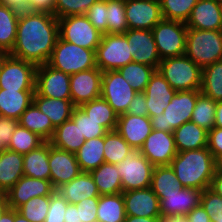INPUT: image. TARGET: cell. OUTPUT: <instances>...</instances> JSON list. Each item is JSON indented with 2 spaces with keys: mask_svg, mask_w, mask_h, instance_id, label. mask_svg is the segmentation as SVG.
<instances>
[{
  "mask_svg": "<svg viewBox=\"0 0 222 222\" xmlns=\"http://www.w3.org/2000/svg\"><path fill=\"white\" fill-rule=\"evenodd\" d=\"M45 141L37 134L18 125L11 136V141L7 147L8 150L19 154H27L28 152L37 149Z\"/></svg>",
  "mask_w": 222,
  "mask_h": 222,
  "instance_id": "43",
  "label": "cell"
},
{
  "mask_svg": "<svg viewBox=\"0 0 222 222\" xmlns=\"http://www.w3.org/2000/svg\"><path fill=\"white\" fill-rule=\"evenodd\" d=\"M35 93L55 99H71L70 75L53 69L47 63L37 66Z\"/></svg>",
  "mask_w": 222,
  "mask_h": 222,
  "instance_id": "13",
  "label": "cell"
},
{
  "mask_svg": "<svg viewBox=\"0 0 222 222\" xmlns=\"http://www.w3.org/2000/svg\"><path fill=\"white\" fill-rule=\"evenodd\" d=\"M216 105V101L201 93L197 97L196 105L192 112L191 121L197 124L199 127L210 131L214 127L215 123Z\"/></svg>",
  "mask_w": 222,
  "mask_h": 222,
  "instance_id": "42",
  "label": "cell"
},
{
  "mask_svg": "<svg viewBox=\"0 0 222 222\" xmlns=\"http://www.w3.org/2000/svg\"><path fill=\"white\" fill-rule=\"evenodd\" d=\"M98 0H55V16L57 18L84 15L92 4Z\"/></svg>",
  "mask_w": 222,
  "mask_h": 222,
  "instance_id": "48",
  "label": "cell"
},
{
  "mask_svg": "<svg viewBox=\"0 0 222 222\" xmlns=\"http://www.w3.org/2000/svg\"><path fill=\"white\" fill-rule=\"evenodd\" d=\"M14 222H30L25 219L17 210H15V220Z\"/></svg>",
  "mask_w": 222,
  "mask_h": 222,
  "instance_id": "68",
  "label": "cell"
},
{
  "mask_svg": "<svg viewBox=\"0 0 222 222\" xmlns=\"http://www.w3.org/2000/svg\"><path fill=\"white\" fill-rule=\"evenodd\" d=\"M135 150L116 131H108L104 135V160L114 165L122 162Z\"/></svg>",
  "mask_w": 222,
  "mask_h": 222,
  "instance_id": "38",
  "label": "cell"
},
{
  "mask_svg": "<svg viewBox=\"0 0 222 222\" xmlns=\"http://www.w3.org/2000/svg\"><path fill=\"white\" fill-rule=\"evenodd\" d=\"M157 70L176 92L201 88L202 69L185 54L162 59Z\"/></svg>",
  "mask_w": 222,
  "mask_h": 222,
  "instance_id": "4",
  "label": "cell"
},
{
  "mask_svg": "<svg viewBox=\"0 0 222 222\" xmlns=\"http://www.w3.org/2000/svg\"><path fill=\"white\" fill-rule=\"evenodd\" d=\"M200 90L177 91L163 113L150 117L154 130L173 133L182 124L191 121Z\"/></svg>",
  "mask_w": 222,
  "mask_h": 222,
  "instance_id": "5",
  "label": "cell"
},
{
  "mask_svg": "<svg viewBox=\"0 0 222 222\" xmlns=\"http://www.w3.org/2000/svg\"><path fill=\"white\" fill-rule=\"evenodd\" d=\"M0 4L6 5L18 12L27 11V0H0Z\"/></svg>",
  "mask_w": 222,
  "mask_h": 222,
  "instance_id": "58",
  "label": "cell"
},
{
  "mask_svg": "<svg viewBox=\"0 0 222 222\" xmlns=\"http://www.w3.org/2000/svg\"><path fill=\"white\" fill-rule=\"evenodd\" d=\"M95 51L82 48L58 37L47 64L53 69L72 75L97 67Z\"/></svg>",
  "mask_w": 222,
  "mask_h": 222,
  "instance_id": "6",
  "label": "cell"
},
{
  "mask_svg": "<svg viewBox=\"0 0 222 222\" xmlns=\"http://www.w3.org/2000/svg\"><path fill=\"white\" fill-rule=\"evenodd\" d=\"M130 52L131 48L124 34H102L95 51L96 66L102 72L118 70L133 62Z\"/></svg>",
  "mask_w": 222,
  "mask_h": 222,
  "instance_id": "7",
  "label": "cell"
},
{
  "mask_svg": "<svg viewBox=\"0 0 222 222\" xmlns=\"http://www.w3.org/2000/svg\"><path fill=\"white\" fill-rule=\"evenodd\" d=\"M139 152L155 166H170L177 155L174 134L152 129Z\"/></svg>",
  "mask_w": 222,
  "mask_h": 222,
  "instance_id": "14",
  "label": "cell"
},
{
  "mask_svg": "<svg viewBox=\"0 0 222 222\" xmlns=\"http://www.w3.org/2000/svg\"><path fill=\"white\" fill-rule=\"evenodd\" d=\"M35 90H7L0 88V116L19 120L33 103Z\"/></svg>",
  "mask_w": 222,
  "mask_h": 222,
  "instance_id": "26",
  "label": "cell"
},
{
  "mask_svg": "<svg viewBox=\"0 0 222 222\" xmlns=\"http://www.w3.org/2000/svg\"><path fill=\"white\" fill-rule=\"evenodd\" d=\"M71 119L78 125L81 136L85 141L93 138L103 137L108 130L89 117L80 107H75Z\"/></svg>",
  "mask_w": 222,
  "mask_h": 222,
  "instance_id": "46",
  "label": "cell"
},
{
  "mask_svg": "<svg viewBox=\"0 0 222 222\" xmlns=\"http://www.w3.org/2000/svg\"><path fill=\"white\" fill-rule=\"evenodd\" d=\"M59 37L58 18L45 12H20L10 55L36 66L48 63Z\"/></svg>",
  "mask_w": 222,
  "mask_h": 222,
  "instance_id": "1",
  "label": "cell"
},
{
  "mask_svg": "<svg viewBox=\"0 0 222 222\" xmlns=\"http://www.w3.org/2000/svg\"><path fill=\"white\" fill-rule=\"evenodd\" d=\"M37 66L8 55L0 71V88L7 90H35Z\"/></svg>",
  "mask_w": 222,
  "mask_h": 222,
  "instance_id": "11",
  "label": "cell"
},
{
  "mask_svg": "<svg viewBox=\"0 0 222 222\" xmlns=\"http://www.w3.org/2000/svg\"><path fill=\"white\" fill-rule=\"evenodd\" d=\"M9 208L4 195H0V218L3 213Z\"/></svg>",
  "mask_w": 222,
  "mask_h": 222,
  "instance_id": "65",
  "label": "cell"
},
{
  "mask_svg": "<svg viewBox=\"0 0 222 222\" xmlns=\"http://www.w3.org/2000/svg\"><path fill=\"white\" fill-rule=\"evenodd\" d=\"M185 55L201 69L222 60V30L188 28Z\"/></svg>",
  "mask_w": 222,
  "mask_h": 222,
  "instance_id": "3",
  "label": "cell"
},
{
  "mask_svg": "<svg viewBox=\"0 0 222 222\" xmlns=\"http://www.w3.org/2000/svg\"><path fill=\"white\" fill-rule=\"evenodd\" d=\"M15 209L8 208L0 218V222H14Z\"/></svg>",
  "mask_w": 222,
  "mask_h": 222,
  "instance_id": "64",
  "label": "cell"
},
{
  "mask_svg": "<svg viewBox=\"0 0 222 222\" xmlns=\"http://www.w3.org/2000/svg\"><path fill=\"white\" fill-rule=\"evenodd\" d=\"M69 203L57 191L51 195L49 211L44 222H64Z\"/></svg>",
  "mask_w": 222,
  "mask_h": 222,
  "instance_id": "51",
  "label": "cell"
},
{
  "mask_svg": "<svg viewBox=\"0 0 222 222\" xmlns=\"http://www.w3.org/2000/svg\"><path fill=\"white\" fill-rule=\"evenodd\" d=\"M20 12L0 4V49L10 53L16 40Z\"/></svg>",
  "mask_w": 222,
  "mask_h": 222,
  "instance_id": "37",
  "label": "cell"
},
{
  "mask_svg": "<svg viewBox=\"0 0 222 222\" xmlns=\"http://www.w3.org/2000/svg\"><path fill=\"white\" fill-rule=\"evenodd\" d=\"M201 207L211 218L212 222H222V197L206 188L202 192Z\"/></svg>",
  "mask_w": 222,
  "mask_h": 222,
  "instance_id": "49",
  "label": "cell"
},
{
  "mask_svg": "<svg viewBox=\"0 0 222 222\" xmlns=\"http://www.w3.org/2000/svg\"><path fill=\"white\" fill-rule=\"evenodd\" d=\"M59 37L85 49L96 50L102 33L98 31L84 15H72L58 18Z\"/></svg>",
  "mask_w": 222,
  "mask_h": 222,
  "instance_id": "9",
  "label": "cell"
},
{
  "mask_svg": "<svg viewBox=\"0 0 222 222\" xmlns=\"http://www.w3.org/2000/svg\"><path fill=\"white\" fill-rule=\"evenodd\" d=\"M214 127L222 128V101H218L216 105Z\"/></svg>",
  "mask_w": 222,
  "mask_h": 222,
  "instance_id": "62",
  "label": "cell"
},
{
  "mask_svg": "<svg viewBox=\"0 0 222 222\" xmlns=\"http://www.w3.org/2000/svg\"><path fill=\"white\" fill-rule=\"evenodd\" d=\"M215 164H216V171L215 172L222 173V155L218 156L215 159Z\"/></svg>",
  "mask_w": 222,
  "mask_h": 222,
  "instance_id": "66",
  "label": "cell"
},
{
  "mask_svg": "<svg viewBox=\"0 0 222 222\" xmlns=\"http://www.w3.org/2000/svg\"><path fill=\"white\" fill-rule=\"evenodd\" d=\"M18 125L19 122L17 119L0 116V140H2L6 147H8L11 141V136Z\"/></svg>",
  "mask_w": 222,
  "mask_h": 222,
  "instance_id": "54",
  "label": "cell"
},
{
  "mask_svg": "<svg viewBox=\"0 0 222 222\" xmlns=\"http://www.w3.org/2000/svg\"><path fill=\"white\" fill-rule=\"evenodd\" d=\"M56 191L70 204H78L86 198L100 197L93 177L88 172H81L72 181L63 184Z\"/></svg>",
  "mask_w": 222,
  "mask_h": 222,
  "instance_id": "25",
  "label": "cell"
},
{
  "mask_svg": "<svg viewBox=\"0 0 222 222\" xmlns=\"http://www.w3.org/2000/svg\"><path fill=\"white\" fill-rule=\"evenodd\" d=\"M124 222H160V218L126 216Z\"/></svg>",
  "mask_w": 222,
  "mask_h": 222,
  "instance_id": "63",
  "label": "cell"
},
{
  "mask_svg": "<svg viewBox=\"0 0 222 222\" xmlns=\"http://www.w3.org/2000/svg\"><path fill=\"white\" fill-rule=\"evenodd\" d=\"M107 0H98L85 14L92 25L102 34H107Z\"/></svg>",
  "mask_w": 222,
  "mask_h": 222,
  "instance_id": "50",
  "label": "cell"
},
{
  "mask_svg": "<svg viewBox=\"0 0 222 222\" xmlns=\"http://www.w3.org/2000/svg\"><path fill=\"white\" fill-rule=\"evenodd\" d=\"M64 222H79V216H78L76 204L69 203L66 209Z\"/></svg>",
  "mask_w": 222,
  "mask_h": 222,
  "instance_id": "60",
  "label": "cell"
},
{
  "mask_svg": "<svg viewBox=\"0 0 222 222\" xmlns=\"http://www.w3.org/2000/svg\"><path fill=\"white\" fill-rule=\"evenodd\" d=\"M18 122L20 126L37 134L45 142L51 140L55 131L50 118L42 113L34 103L22 113Z\"/></svg>",
  "mask_w": 222,
  "mask_h": 222,
  "instance_id": "30",
  "label": "cell"
},
{
  "mask_svg": "<svg viewBox=\"0 0 222 222\" xmlns=\"http://www.w3.org/2000/svg\"><path fill=\"white\" fill-rule=\"evenodd\" d=\"M85 141L81 136L78 125L69 119L55 128L54 134L49 141L51 145L60 150L76 153Z\"/></svg>",
  "mask_w": 222,
  "mask_h": 222,
  "instance_id": "32",
  "label": "cell"
},
{
  "mask_svg": "<svg viewBox=\"0 0 222 222\" xmlns=\"http://www.w3.org/2000/svg\"><path fill=\"white\" fill-rule=\"evenodd\" d=\"M160 222H189L185 215H161Z\"/></svg>",
  "mask_w": 222,
  "mask_h": 222,
  "instance_id": "61",
  "label": "cell"
},
{
  "mask_svg": "<svg viewBox=\"0 0 222 222\" xmlns=\"http://www.w3.org/2000/svg\"><path fill=\"white\" fill-rule=\"evenodd\" d=\"M126 216L123 193L100 195L97 222H124Z\"/></svg>",
  "mask_w": 222,
  "mask_h": 222,
  "instance_id": "35",
  "label": "cell"
},
{
  "mask_svg": "<svg viewBox=\"0 0 222 222\" xmlns=\"http://www.w3.org/2000/svg\"><path fill=\"white\" fill-rule=\"evenodd\" d=\"M6 149L7 147L3 144L2 140H0V153H2Z\"/></svg>",
  "mask_w": 222,
  "mask_h": 222,
  "instance_id": "69",
  "label": "cell"
},
{
  "mask_svg": "<svg viewBox=\"0 0 222 222\" xmlns=\"http://www.w3.org/2000/svg\"><path fill=\"white\" fill-rule=\"evenodd\" d=\"M210 189L222 197V173L215 172L210 184Z\"/></svg>",
  "mask_w": 222,
  "mask_h": 222,
  "instance_id": "59",
  "label": "cell"
},
{
  "mask_svg": "<svg viewBox=\"0 0 222 222\" xmlns=\"http://www.w3.org/2000/svg\"><path fill=\"white\" fill-rule=\"evenodd\" d=\"M107 34H124L128 30L125 0H107Z\"/></svg>",
  "mask_w": 222,
  "mask_h": 222,
  "instance_id": "45",
  "label": "cell"
},
{
  "mask_svg": "<svg viewBox=\"0 0 222 222\" xmlns=\"http://www.w3.org/2000/svg\"><path fill=\"white\" fill-rule=\"evenodd\" d=\"M27 11L55 15V0H27Z\"/></svg>",
  "mask_w": 222,
  "mask_h": 222,
  "instance_id": "56",
  "label": "cell"
},
{
  "mask_svg": "<svg viewBox=\"0 0 222 222\" xmlns=\"http://www.w3.org/2000/svg\"><path fill=\"white\" fill-rule=\"evenodd\" d=\"M128 29L152 30L163 19L159 0H125Z\"/></svg>",
  "mask_w": 222,
  "mask_h": 222,
  "instance_id": "16",
  "label": "cell"
},
{
  "mask_svg": "<svg viewBox=\"0 0 222 222\" xmlns=\"http://www.w3.org/2000/svg\"><path fill=\"white\" fill-rule=\"evenodd\" d=\"M116 131L135 151H139L152 131L151 120L148 116L124 113L118 116Z\"/></svg>",
  "mask_w": 222,
  "mask_h": 222,
  "instance_id": "22",
  "label": "cell"
},
{
  "mask_svg": "<svg viewBox=\"0 0 222 222\" xmlns=\"http://www.w3.org/2000/svg\"><path fill=\"white\" fill-rule=\"evenodd\" d=\"M49 142L23 155L24 176L50 180Z\"/></svg>",
  "mask_w": 222,
  "mask_h": 222,
  "instance_id": "31",
  "label": "cell"
},
{
  "mask_svg": "<svg viewBox=\"0 0 222 222\" xmlns=\"http://www.w3.org/2000/svg\"><path fill=\"white\" fill-rule=\"evenodd\" d=\"M23 175L22 154L8 149L0 153V195L7 193Z\"/></svg>",
  "mask_w": 222,
  "mask_h": 222,
  "instance_id": "27",
  "label": "cell"
},
{
  "mask_svg": "<svg viewBox=\"0 0 222 222\" xmlns=\"http://www.w3.org/2000/svg\"><path fill=\"white\" fill-rule=\"evenodd\" d=\"M185 25L200 30H222V10L218 0H198Z\"/></svg>",
  "mask_w": 222,
  "mask_h": 222,
  "instance_id": "23",
  "label": "cell"
},
{
  "mask_svg": "<svg viewBox=\"0 0 222 222\" xmlns=\"http://www.w3.org/2000/svg\"><path fill=\"white\" fill-rule=\"evenodd\" d=\"M99 197L86 198L76 204L79 222H97Z\"/></svg>",
  "mask_w": 222,
  "mask_h": 222,
  "instance_id": "52",
  "label": "cell"
},
{
  "mask_svg": "<svg viewBox=\"0 0 222 222\" xmlns=\"http://www.w3.org/2000/svg\"><path fill=\"white\" fill-rule=\"evenodd\" d=\"M150 188L158 197L160 194H169L183 187L171 166H155Z\"/></svg>",
  "mask_w": 222,
  "mask_h": 222,
  "instance_id": "41",
  "label": "cell"
},
{
  "mask_svg": "<svg viewBox=\"0 0 222 222\" xmlns=\"http://www.w3.org/2000/svg\"><path fill=\"white\" fill-rule=\"evenodd\" d=\"M126 113L134 116H148L146 95L144 92L135 93Z\"/></svg>",
  "mask_w": 222,
  "mask_h": 222,
  "instance_id": "55",
  "label": "cell"
},
{
  "mask_svg": "<svg viewBox=\"0 0 222 222\" xmlns=\"http://www.w3.org/2000/svg\"><path fill=\"white\" fill-rule=\"evenodd\" d=\"M100 195L122 193V181L117 165L104 162L90 172Z\"/></svg>",
  "mask_w": 222,
  "mask_h": 222,
  "instance_id": "34",
  "label": "cell"
},
{
  "mask_svg": "<svg viewBox=\"0 0 222 222\" xmlns=\"http://www.w3.org/2000/svg\"><path fill=\"white\" fill-rule=\"evenodd\" d=\"M102 75L98 67L70 75L71 101L75 107L101 97Z\"/></svg>",
  "mask_w": 222,
  "mask_h": 222,
  "instance_id": "15",
  "label": "cell"
},
{
  "mask_svg": "<svg viewBox=\"0 0 222 222\" xmlns=\"http://www.w3.org/2000/svg\"><path fill=\"white\" fill-rule=\"evenodd\" d=\"M124 35L130 45L133 62L158 69L161 58L152 30L128 29Z\"/></svg>",
  "mask_w": 222,
  "mask_h": 222,
  "instance_id": "19",
  "label": "cell"
},
{
  "mask_svg": "<svg viewBox=\"0 0 222 222\" xmlns=\"http://www.w3.org/2000/svg\"><path fill=\"white\" fill-rule=\"evenodd\" d=\"M48 162L50 181L55 190L63 184L72 181L82 172L75 153L55 148L50 142Z\"/></svg>",
  "mask_w": 222,
  "mask_h": 222,
  "instance_id": "18",
  "label": "cell"
},
{
  "mask_svg": "<svg viewBox=\"0 0 222 222\" xmlns=\"http://www.w3.org/2000/svg\"><path fill=\"white\" fill-rule=\"evenodd\" d=\"M80 108L92 119L99 122L108 131L116 130L118 114L112 109L108 102L99 97L82 104Z\"/></svg>",
  "mask_w": 222,
  "mask_h": 222,
  "instance_id": "36",
  "label": "cell"
},
{
  "mask_svg": "<svg viewBox=\"0 0 222 222\" xmlns=\"http://www.w3.org/2000/svg\"><path fill=\"white\" fill-rule=\"evenodd\" d=\"M157 69L145 64L131 62L118 69L123 78L138 93L144 92L151 76Z\"/></svg>",
  "mask_w": 222,
  "mask_h": 222,
  "instance_id": "40",
  "label": "cell"
},
{
  "mask_svg": "<svg viewBox=\"0 0 222 222\" xmlns=\"http://www.w3.org/2000/svg\"><path fill=\"white\" fill-rule=\"evenodd\" d=\"M148 117L159 115L169 105L176 91L161 73L156 70L151 76L145 91Z\"/></svg>",
  "mask_w": 222,
  "mask_h": 222,
  "instance_id": "24",
  "label": "cell"
},
{
  "mask_svg": "<svg viewBox=\"0 0 222 222\" xmlns=\"http://www.w3.org/2000/svg\"><path fill=\"white\" fill-rule=\"evenodd\" d=\"M51 196L33 197L17 211L30 222H44L49 211Z\"/></svg>",
  "mask_w": 222,
  "mask_h": 222,
  "instance_id": "47",
  "label": "cell"
},
{
  "mask_svg": "<svg viewBox=\"0 0 222 222\" xmlns=\"http://www.w3.org/2000/svg\"><path fill=\"white\" fill-rule=\"evenodd\" d=\"M75 157L82 172L90 173L97 169L105 162L104 136L84 141Z\"/></svg>",
  "mask_w": 222,
  "mask_h": 222,
  "instance_id": "33",
  "label": "cell"
},
{
  "mask_svg": "<svg viewBox=\"0 0 222 222\" xmlns=\"http://www.w3.org/2000/svg\"><path fill=\"white\" fill-rule=\"evenodd\" d=\"M163 19L186 23L198 0H159Z\"/></svg>",
  "mask_w": 222,
  "mask_h": 222,
  "instance_id": "44",
  "label": "cell"
},
{
  "mask_svg": "<svg viewBox=\"0 0 222 222\" xmlns=\"http://www.w3.org/2000/svg\"><path fill=\"white\" fill-rule=\"evenodd\" d=\"M187 30L185 23L166 19L153 27L152 33L161 60L185 54Z\"/></svg>",
  "mask_w": 222,
  "mask_h": 222,
  "instance_id": "8",
  "label": "cell"
},
{
  "mask_svg": "<svg viewBox=\"0 0 222 222\" xmlns=\"http://www.w3.org/2000/svg\"><path fill=\"white\" fill-rule=\"evenodd\" d=\"M117 169L123 192L150 187L154 166L139 151H134L117 164Z\"/></svg>",
  "mask_w": 222,
  "mask_h": 222,
  "instance_id": "10",
  "label": "cell"
},
{
  "mask_svg": "<svg viewBox=\"0 0 222 222\" xmlns=\"http://www.w3.org/2000/svg\"><path fill=\"white\" fill-rule=\"evenodd\" d=\"M122 193L127 216L161 217L159 198L150 187Z\"/></svg>",
  "mask_w": 222,
  "mask_h": 222,
  "instance_id": "21",
  "label": "cell"
},
{
  "mask_svg": "<svg viewBox=\"0 0 222 222\" xmlns=\"http://www.w3.org/2000/svg\"><path fill=\"white\" fill-rule=\"evenodd\" d=\"M207 148L215 159L222 155V128L213 127L208 131Z\"/></svg>",
  "mask_w": 222,
  "mask_h": 222,
  "instance_id": "53",
  "label": "cell"
},
{
  "mask_svg": "<svg viewBox=\"0 0 222 222\" xmlns=\"http://www.w3.org/2000/svg\"><path fill=\"white\" fill-rule=\"evenodd\" d=\"M8 55H9V53L7 51L0 49V71H1L2 65Z\"/></svg>",
  "mask_w": 222,
  "mask_h": 222,
  "instance_id": "67",
  "label": "cell"
},
{
  "mask_svg": "<svg viewBox=\"0 0 222 222\" xmlns=\"http://www.w3.org/2000/svg\"><path fill=\"white\" fill-rule=\"evenodd\" d=\"M135 93L137 92L123 78L118 70L103 72L101 97L108 102L118 115L127 112Z\"/></svg>",
  "mask_w": 222,
  "mask_h": 222,
  "instance_id": "12",
  "label": "cell"
},
{
  "mask_svg": "<svg viewBox=\"0 0 222 222\" xmlns=\"http://www.w3.org/2000/svg\"><path fill=\"white\" fill-rule=\"evenodd\" d=\"M189 222H212L206 211L199 205L187 214Z\"/></svg>",
  "mask_w": 222,
  "mask_h": 222,
  "instance_id": "57",
  "label": "cell"
},
{
  "mask_svg": "<svg viewBox=\"0 0 222 222\" xmlns=\"http://www.w3.org/2000/svg\"><path fill=\"white\" fill-rule=\"evenodd\" d=\"M203 190L196 188H178L169 194H160L161 215H185L201 203Z\"/></svg>",
  "mask_w": 222,
  "mask_h": 222,
  "instance_id": "20",
  "label": "cell"
},
{
  "mask_svg": "<svg viewBox=\"0 0 222 222\" xmlns=\"http://www.w3.org/2000/svg\"><path fill=\"white\" fill-rule=\"evenodd\" d=\"M55 191L50 180L23 175L4 196L9 208L17 210L33 197L51 196Z\"/></svg>",
  "mask_w": 222,
  "mask_h": 222,
  "instance_id": "17",
  "label": "cell"
},
{
  "mask_svg": "<svg viewBox=\"0 0 222 222\" xmlns=\"http://www.w3.org/2000/svg\"><path fill=\"white\" fill-rule=\"evenodd\" d=\"M177 152L198 150L207 147L208 131L192 121L173 131Z\"/></svg>",
  "mask_w": 222,
  "mask_h": 222,
  "instance_id": "28",
  "label": "cell"
},
{
  "mask_svg": "<svg viewBox=\"0 0 222 222\" xmlns=\"http://www.w3.org/2000/svg\"><path fill=\"white\" fill-rule=\"evenodd\" d=\"M200 91L216 102L222 101V60L202 69Z\"/></svg>",
  "mask_w": 222,
  "mask_h": 222,
  "instance_id": "39",
  "label": "cell"
},
{
  "mask_svg": "<svg viewBox=\"0 0 222 222\" xmlns=\"http://www.w3.org/2000/svg\"><path fill=\"white\" fill-rule=\"evenodd\" d=\"M33 103L42 113L50 118L55 128L71 119L72 112L75 108L71 99H55L40 96L36 93H34Z\"/></svg>",
  "mask_w": 222,
  "mask_h": 222,
  "instance_id": "29",
  "label": "cell"
},
{
  "mask_svg": "<svg viewBox=\"0 0 222 222\" xmlns=\"http://www.w3.org/2000/svg\"><path fill=\"white\" fill-rule=\"evenodd\" d=\"M170 166L182 187L198 190L210 188L216 171L215 158L207 147L177 152Z\"/></svg>",
  "mask_w": 222,
  "mask_h": 222,
  "instance_id": "2",
  "label": "cell"
}]
</instances>
